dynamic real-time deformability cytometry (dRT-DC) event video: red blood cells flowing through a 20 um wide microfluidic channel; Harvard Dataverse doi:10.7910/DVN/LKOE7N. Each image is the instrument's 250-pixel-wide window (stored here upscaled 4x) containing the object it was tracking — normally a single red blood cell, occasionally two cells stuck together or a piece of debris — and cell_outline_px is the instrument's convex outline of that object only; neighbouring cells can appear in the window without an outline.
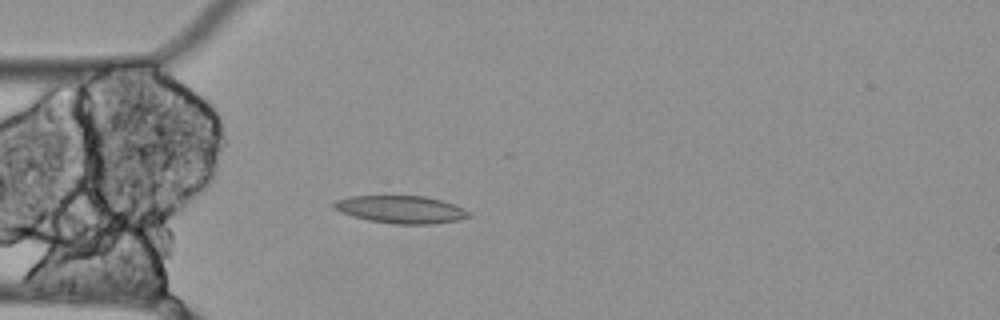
{"species": "Egyptian fruit bat (a non-hibernating species)", "species_latin": "Rousettus aegyptiacus", "temperature_condition": "cold", "stored_images_in_passage": 43, "camera_frame_rate_fps": 3000, "um_per_image_px": 0.085, "animal": {"sex": "female"}, "frame": {"image": 1, "passage_image": 9, "time_ms": 2.667, "image_size_px": [1000, 320], "cell_outline_px": [[472, 216], [460, 220], [432, 224], [396, 224], [368, 220], [352, 216], [340, 212], [332, 208], [332, 204], [336, 200], [352, 196], [424, 196], [440, 200], [464, 208], [472, 212]], "centroid_in_image_um": [34.1, 17.81], "position_along_channel_um": 50.9, "area_um2": 21.79}}
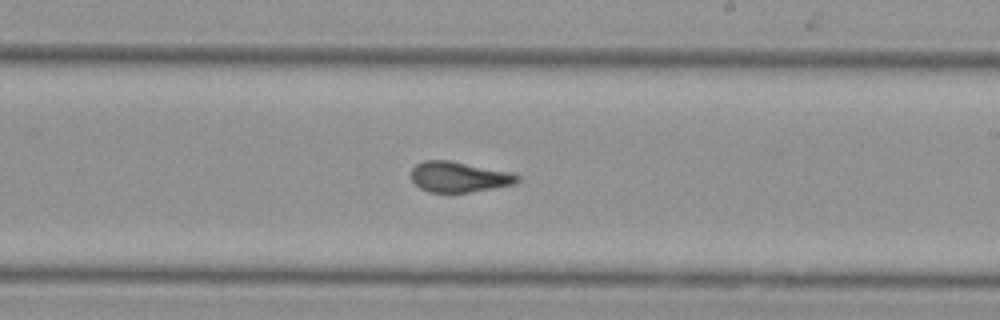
{"frame": {"image": 2, "passage_image": 26, "time_ms": 8.333, "image_size_px": [1000, 320], "cell_outline_px": [[520, 180], [516, 184], [468, 192], [428, 192], [420, 188], [412, 180], [412, 168], [416, 164], [424, 160], [452, 160], [512, 172], [520, 176]], "centroid_in_image_um": [39.04, 15.02], "position_along_channel_um": 250.0, "area_um2": 19.02}}
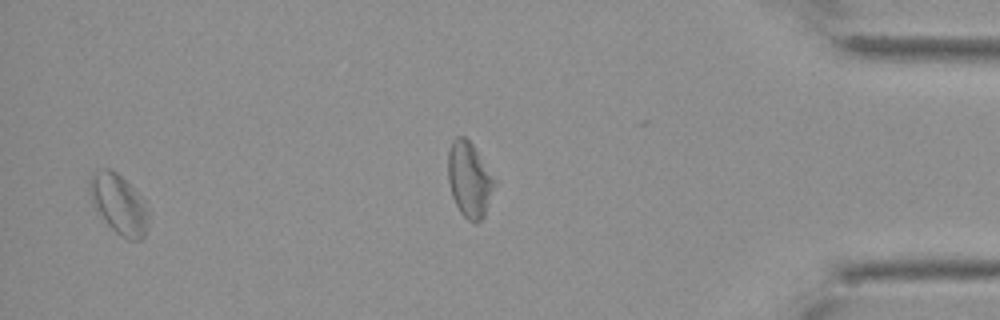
{"frame": {"image": 3, "passage_image": 41, "time_ms": 13.333, "image_size_px": [1000, 320], "cell_outline_px": [[148, 224], [144, 236], [140, 240], [128, 240], [120, 236], [104, 220], [92, 204], [88, 192], [88, 180], [92, 172], [104, 168], [112, 168], [132, 188], [144, 208], [148, 220]], "centroid_in_image_um": [10.0, 17.34], "position_along_channel_um": 425.2, "area_um2": 19.94}, "authors_computed_cell_mechanics": {"area_um2": 19.5364, "velocity_mm_per_s": 3.4784, "shape_relaxation_time_tau1_ms": null, "shape_relaxation_time_tau2_ms": 2.4873, "deformation_change_tau1": null, "deformation_change_tau2": 0.0959}}